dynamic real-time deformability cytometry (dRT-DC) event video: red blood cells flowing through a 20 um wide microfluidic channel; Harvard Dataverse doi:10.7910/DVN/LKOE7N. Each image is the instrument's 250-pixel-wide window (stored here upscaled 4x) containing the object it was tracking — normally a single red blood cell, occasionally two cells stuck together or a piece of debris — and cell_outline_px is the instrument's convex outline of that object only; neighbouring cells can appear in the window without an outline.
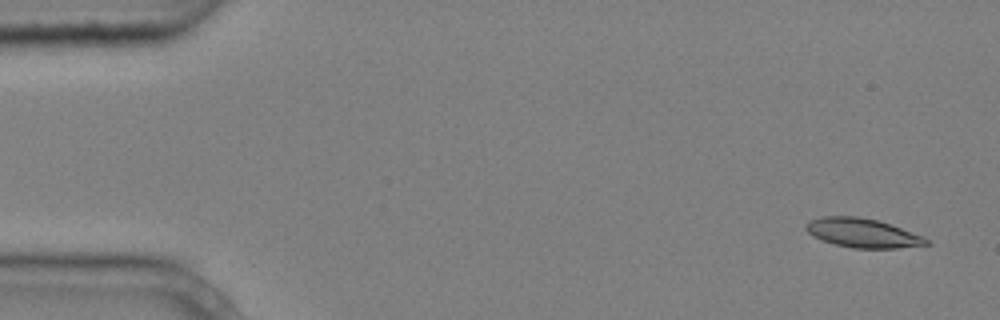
{"species": "common noctule bat (a hibernating species)", "species_latin": "Nyctalus noctula", "temperature_condition": "cold", "stored_images_in_passage": 5, "camera_frame_rate_fps": 3000, "um_per_image_px": 0.085, "animal": {"sex": "male", "body_mass_g": 20.4}, "frame": {"image": 1, "passage_image": 1, "time_ms": 0.0, "image_size_px": [1000, 320], "cell_outline_px": [[932, 244], [896, 248], [852, 248], [836, 244], [812, 236], [804, 228], [804, 224], [808, 220], [824, 216], [856, 216], [880, 220], [924, 236]], "centroid_in_image_um": [73.32, 19.79], "position_along_channel_um": 11.7, "area_um2": 20.58}}
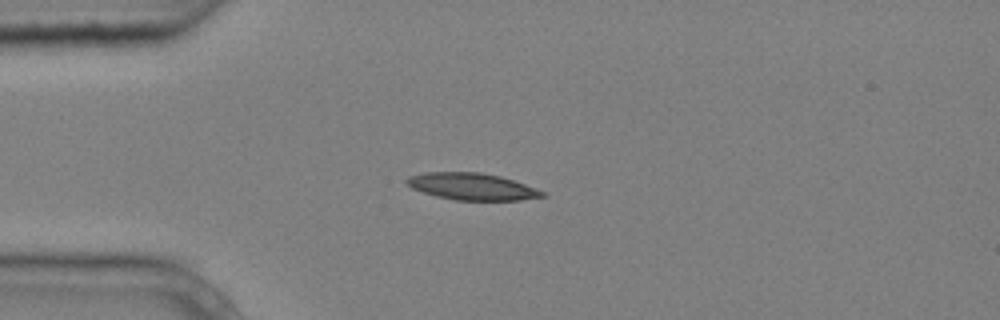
{"frame": {"image": 2, "passage_image": 4, "time_ms": 1.0, "image_size_px": [1000, 320], "cell_outline_px": [[548, 196], [520, 200], [456, 200], [436, 196], [412, 188], [404, 180], [408, 176], [424, 172], [480, 172], [500, 176], [524, 184], [544, 192]], "centroid_in_image_um": [40.1, 15.85], "position_along_channel_um": 44.9, "area_um2": 21.1}}